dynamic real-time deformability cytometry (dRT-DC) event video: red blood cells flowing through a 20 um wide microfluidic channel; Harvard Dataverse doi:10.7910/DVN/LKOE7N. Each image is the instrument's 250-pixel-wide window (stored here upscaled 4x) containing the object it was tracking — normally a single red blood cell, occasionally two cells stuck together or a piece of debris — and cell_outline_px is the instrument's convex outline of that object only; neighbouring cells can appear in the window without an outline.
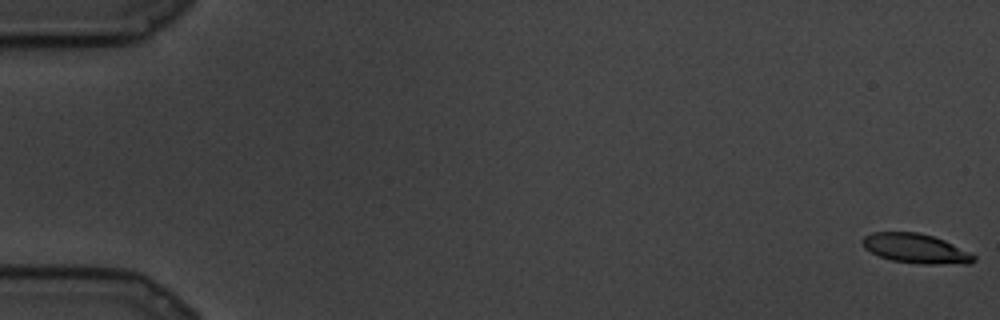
{"species": "common noctule bat (a hibernating species)", "species_latin": "Nyctalus noctula", "temperature_condition": "cold", "stored_images_in_passage": 89, "segment_of_instrument_passage": [1, 2], "camera_frame_rate_fps": 3000, "um_per_image_px": 0.085, "animal": {"sex": "male", "body_mass_g": 19.5, "forearm_length_mm": 54.6}, "frame": {"image": 1, "passage_image": 1, "time_ms": 0.0, "image_size_px": [1000, 320], "cell_outline_px": [[976, 260], [972, 264], [920, 264], [892, 260], [880, 256], [864, 248], [860, 240], [864, 236], [872, 232], [916, 232], [932, 236], [944, 240], [976, 256]], "centroid_in_image_um": [77.83, 21.13], "position_along_channel_um": 7.2, "area_um2": 19.13}}
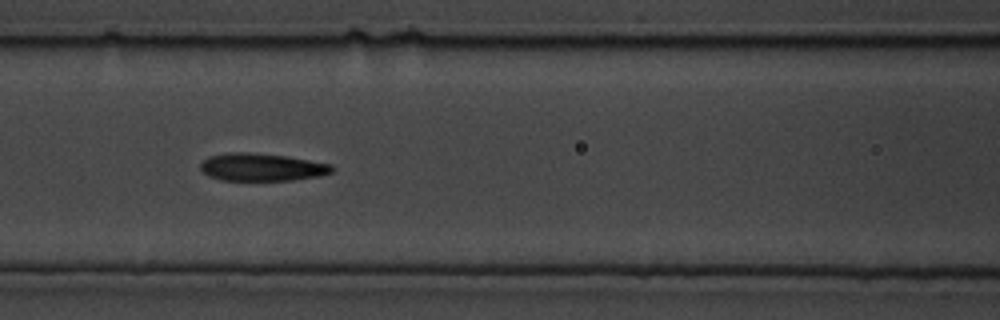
{"frame": {"image": 2, "passage_image": 39, "time_ms": 12.667, "image_size_px": [1000, 320], "cell_outline_px": [[336, 168], [332, 172], [320, 176], [292, 180], [220, 180], [208, 176], [200, 168], [200, 164], [208, 156], [228, 152], [252, 152], [288, 156], [332, 164]], "centroid_in_image_um": [22.27, 14.2], "position_along_channel_um": 144.3, "area_um2": 21.44}}
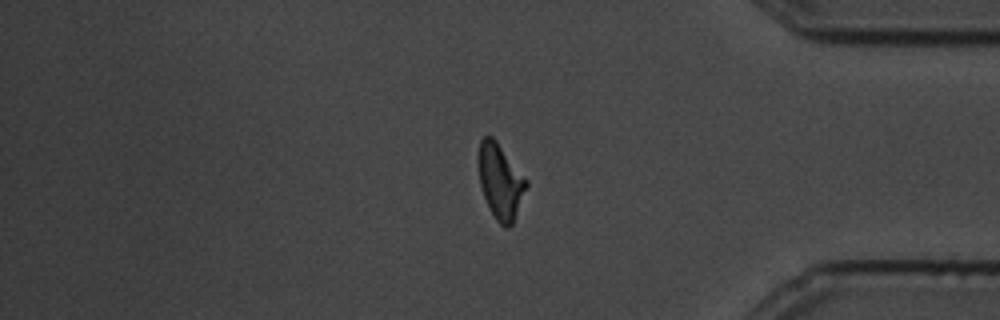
{"frame": {"image": 3, "passage_image": 74, "time_ms": 24.333, "image_size_px": [1000, 320], "cell_outline_px": [[528, 184], [512, 224], [508, 228], [504, 228], [496, 220], [484, 196], [480, 184], [480, 140], [484, 136], [492, 136], [496, 140], [528, 180]], "centroid_in_image_um": [42.56, 15.43], "position_along_channel_um": 392.6, "area_um2": 20.35}}